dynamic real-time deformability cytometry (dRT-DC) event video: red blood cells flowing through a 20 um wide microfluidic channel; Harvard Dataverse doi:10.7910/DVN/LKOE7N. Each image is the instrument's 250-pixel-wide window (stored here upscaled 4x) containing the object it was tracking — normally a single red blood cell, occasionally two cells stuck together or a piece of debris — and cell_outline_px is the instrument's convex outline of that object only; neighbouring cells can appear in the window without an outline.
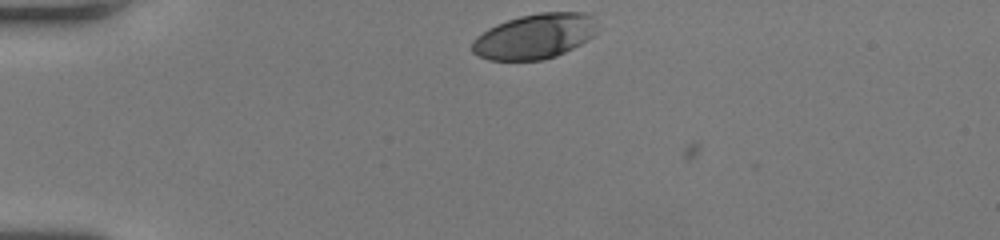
{"species": "human", "species_latin": "Homo sapiens", "temperature_condition": "room temperature", "stored_images_in_passage": 32, "camera_frame_rate_fps": 3000, "um_per_image_px": 0.085, "donor": {"sex": "female"}, "frame": {"image": 1, "passage_image": 1, "time_ms": 0.0, "image_size_px": [1000, 240], "cell_outline_px": [[596, 32], [588, 40], [556, 56], [544, 60], [488, 60], [472, 52], [468, 48], [472, 40], [476, 36], [488, 28], [496, 24], [520, 16], [540, 12], [584, 12], [588, 16]], "centroid_in_image_um": [45.35, 3.1], "position_along_channel_um": 39.7, "area_um2": 32.66}}
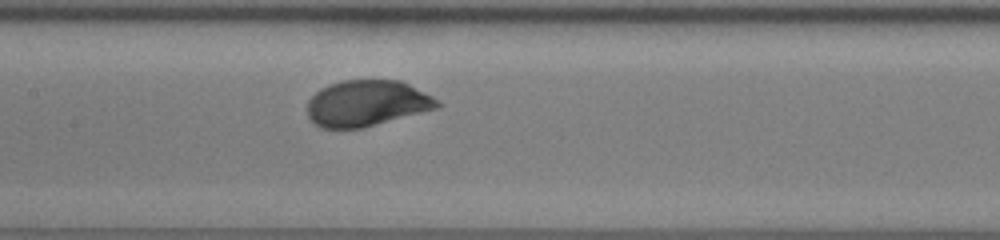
{"frame": {"image": 2, "passage_image": 15, "time_ms": 4.667, "image_size_px": [1000, 240], "cell_outline_px": [[444, 104], [440, 108], [364, 128], [320, 128], [308, 116], [308, 100], [320, 88], [328, 84], [344, 80], [400, 80], [432, 96]], "centroid_in_image_um": [31.21, 8.79], "position_along_channel_um": 176.2, "area_um2": 35.14}}
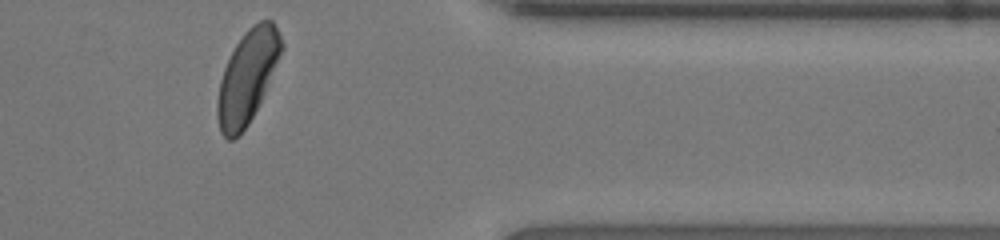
{"frame": {"image": 3, "passage_image": 32, "time_ms": 10.333, "image_size_px": [1000, 240], "cell_outline_px": [[284, 48], [264, 92], [248, 124], [232, 140], [228, 140], [220, 132], [216, 116], [216, 104], [220, 80], [224, 68], [236, 44], [244, 32], [252, 24], [260, 20], [272, 20], [284, 44]], "centroid_in_image_um": [21.01, 6.51], "position_along_channel_um": 390.4, "area_um2": 34.1}, "authors_computed_cell_mechanics": {"area_um2": 34.5066, "velocity_mm_per_s": 4.0249, "shape_relaxation_time_tau1_ms": 2.638, "shape_relaxation_time_tau2_ms": null, "deformation_change_tau1": 0.1597, "deformation_change_tau2": null}}